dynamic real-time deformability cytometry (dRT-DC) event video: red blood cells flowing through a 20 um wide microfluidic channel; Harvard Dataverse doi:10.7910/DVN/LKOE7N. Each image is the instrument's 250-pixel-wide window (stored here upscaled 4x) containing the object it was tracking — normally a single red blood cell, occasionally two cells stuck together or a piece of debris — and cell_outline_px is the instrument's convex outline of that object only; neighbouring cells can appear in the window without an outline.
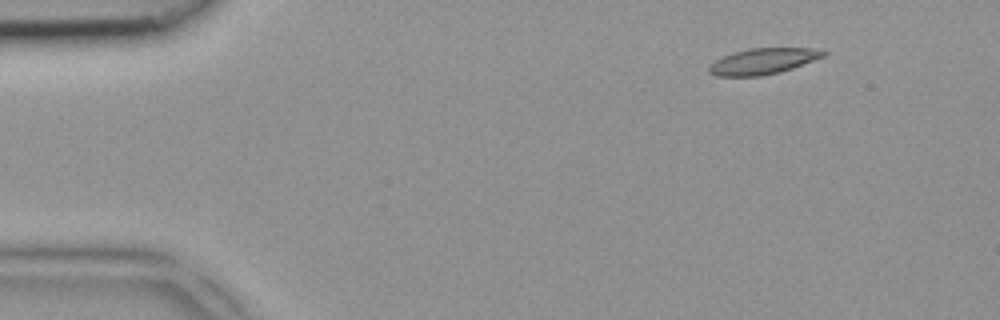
{"species": "common noctule bat (a hibernating species)", "species_latin": "Nyctalus noctula", "temperature_condition": "room temperature", "stored_images_in_passage": 3, "camera_frame_rate_fps": 3000, "um_per_image_px": 0.085, "animal": {"sex": "female", "body_mass_g": 18.4}, "frame": {"image": 1, "passage_image": 1, "time_ms": 0.0, "image_size_px": [1000, 320], "cell_outline_px": [[828, 52], [824, 56], [792, 68], [780, 72], [760, 76], [716, 76], [708, 72], [708, 68], [716, 60], [732, 52], [748, 48], [812, 48]], "centroid_in_image_um": [64.83, 5.2], "position_along_channel_um": 20.2, "area_um2": 17.17}}
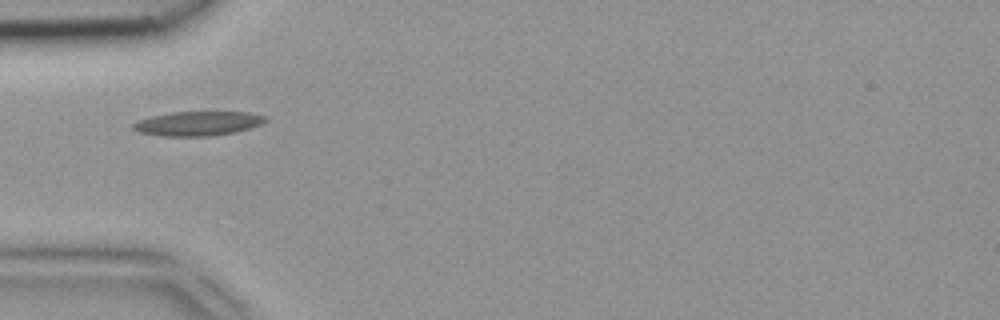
{"frame": {"image": 2, "passage_image": 3, "time_ms": 0.667, "image_size_px": [1000, 320], "cell_outline_px": [[268, 120], [260, 124], [248, 128], [232, 132], [208, 136], [160, 136], [140, 132], [132, 128], [132, 124], [140, 120], [152, 116], [172, 112], [248, 112], [268, 116]], "centroid_in_image_um": [16.82, 10.49], "position_along_channel_um": 68.2, "area_um2": 18.55}}